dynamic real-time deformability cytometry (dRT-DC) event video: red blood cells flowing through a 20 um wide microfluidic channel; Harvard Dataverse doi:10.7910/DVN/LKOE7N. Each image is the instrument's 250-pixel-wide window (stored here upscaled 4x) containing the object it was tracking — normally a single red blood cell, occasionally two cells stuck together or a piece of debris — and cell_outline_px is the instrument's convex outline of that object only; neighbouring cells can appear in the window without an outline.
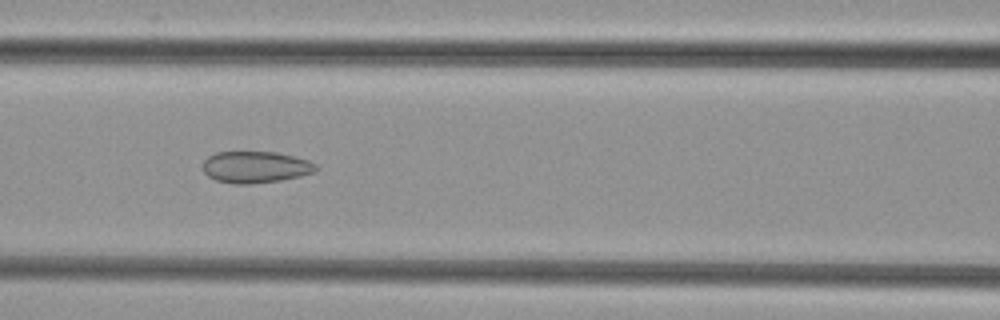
{"species": "common noctule bat (a hibernating species)", "species_latin": "Nyctalus noctula", "temperature_condition": "cold", "stored_images_in_passage": 47, "camera_frame_rate_fps": 3000, "um_per_image_px": 0.085, "animal": {"sex": "female", "body_mass_g": 29.2, "forearm_length_mm": 56.3}, "frame": {"image": 1, "passage_image": 18, "time_ms": 5.667, "image_size_px": [1000, 320], "cell_outline_px": [[320, 168], [316, 172], [300, 176], [280, 180], [252, 184], [232, 184], [216, 180], [208, 176], [204, 172], [204, 160], [208, 156], [216, 152], [276, 152], [308, 160], [316, 164]], "centroid_in_image_um": [21.74, 14.21], "position_along_channel_um": 144.9, "area_um2": 20.92}}
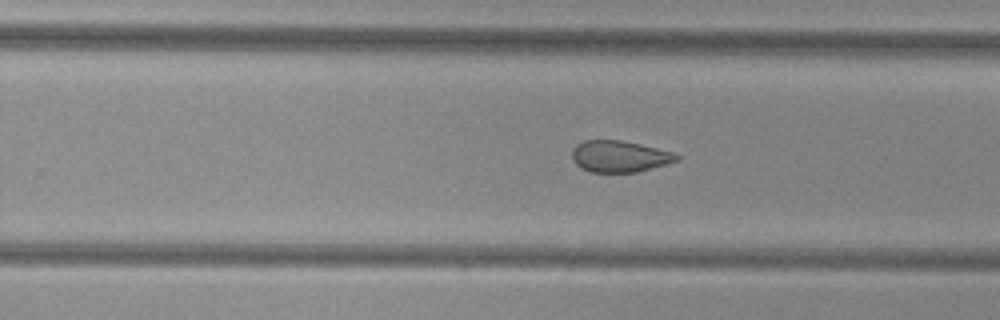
{"frame": {"image": 2, "passage_image": 28, "time_ms": 9.0, "image_size_px": [1000, 320], "cell_outline_px": [[680, 160], [668, 164], [636, 172], [592, 172], [580, 168], [572, 160], [572, 148], [576, 144], [584, 140], [620, 140], [640, 144], [672, 152], [680, 156]], "centroid_in_image_um": [52.64, 13.29], "position_along_channel_um": 277.2, "area_um2": 19.31}}
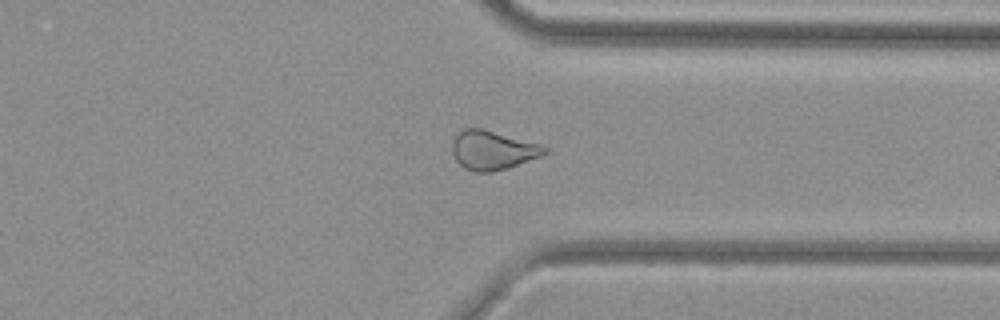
{"frame": {"image": 3, "passage_image": 35, "time_ms": 11.333, "image_size_px": [1000, 320], "cell_outline_px": [[548, 152], [540, 156], [508, 168], [492, 172], [476, 172], [464, 168], [456, 160], [452, 152], [452, 140], [464, 128], [484, 128], [540, 144], [548, 148]], "centroid_in_image_um": [41.87, 12.76], "position_along_channel_um": 369.5, "area_um2": 21.04}}